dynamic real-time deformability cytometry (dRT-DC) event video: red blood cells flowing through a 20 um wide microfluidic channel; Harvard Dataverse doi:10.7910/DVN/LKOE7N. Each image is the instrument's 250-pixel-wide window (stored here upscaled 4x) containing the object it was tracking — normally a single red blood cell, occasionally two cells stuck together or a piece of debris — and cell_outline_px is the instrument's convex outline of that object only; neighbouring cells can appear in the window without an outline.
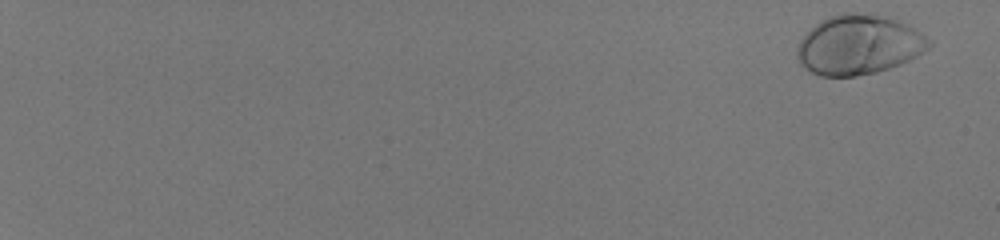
{"species": "human", "species_latin": "Homo sapiens", "temperature_condition": "room temperature", "stored_images_in_passage": 19, "camera_frame_rate_fps": 3000, "um_per_image_px": 0.085, "donor": {"sex": "male"}, "frame": {"image": 1, "passage_image": 2, "time_ms": 0.333, "image_size_px": [1000, 240], "cell_outline_px": [[932, 44], [924, 52], [900, 64], [876, 72], [856, 76], [820, 76], [812, 72], [800, 64], [796, 56], [796, 48], [800, 40], [820, 20], [828, 16], [844, 12], [852, 12], [884, 16], [908, 24], [932, 40]], "centroid_in_image_um": [72.99, 3.81], "position_along_channel_um": 12.0, "area_um2": 45.78}}